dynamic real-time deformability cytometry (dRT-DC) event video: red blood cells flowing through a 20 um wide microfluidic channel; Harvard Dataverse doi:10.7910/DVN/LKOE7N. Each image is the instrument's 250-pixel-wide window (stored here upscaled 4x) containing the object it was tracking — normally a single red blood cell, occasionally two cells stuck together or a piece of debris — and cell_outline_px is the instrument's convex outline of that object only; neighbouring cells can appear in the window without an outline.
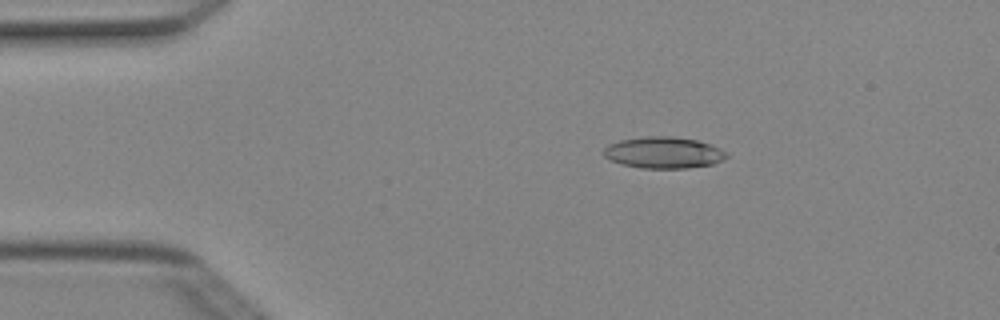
{"species": "Egyptian fruit bat (a non-hibernating species)", "species_latin": "Rousettus aegyptiacus", "temperature_condition": "cold", "stored_images_in_passage": 5, "camera_frame_rate_fps": 3000, "um_per_image_px": 0.085, "animal": {"sex": "female"}, "frame": {"image": 1, "passage_image": 3, "time_ms": 0.667, "image_size_px": [1000, 320], "cell_outline_px": [[728, 156], [724, 160], [712, 164], [688, 168], [640, 168], [620, 164], [604, 156], [604, 148], [608, 144], [620, 140], [648, 136], [672, 136], [696, 140], [712, 144], [728, 152]], "centroid_in_image_um": [56.44, 12.97], "position_along_channel_um": 28.6, "area_um2": 22.66}}